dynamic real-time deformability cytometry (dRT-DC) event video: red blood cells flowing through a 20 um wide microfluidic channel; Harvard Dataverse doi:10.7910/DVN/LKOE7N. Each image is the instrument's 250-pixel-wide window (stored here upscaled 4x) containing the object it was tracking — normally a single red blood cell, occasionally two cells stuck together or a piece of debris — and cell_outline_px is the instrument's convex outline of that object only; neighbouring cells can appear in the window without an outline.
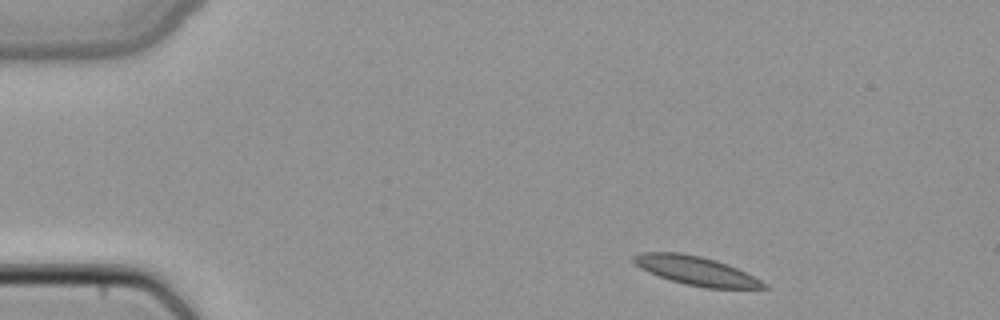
{"species": "common noctule bat (a hibernating species)", "species_latin": "Nyctalus noctula", "temperature_condition": "cold", "stored_images_in_passage": 2, "camera_frame_rate_fps": 3000, "um_per_image_px": 0.085, "animal": {"sex": "female", "body_mass_g": 22.7, "forearm_length_mm": 54.2}, "frame": {"image": 1, "passage_image": 1, "time_ms": 0.0, "image_size_px": [1000, 320], "cell_outline_px": [[768, 288], [704, 288], [684, 284], [648, 272], [640, 268], [632, 260], [632, 256], [640, 252], [680, 252], [700, 256], [716, 260], [728, 264], [768, 284]], "centroid_in_image_um": [59.14, 23.0], "position_along_channel_um": 25.9, "area_um2": 21.73}}